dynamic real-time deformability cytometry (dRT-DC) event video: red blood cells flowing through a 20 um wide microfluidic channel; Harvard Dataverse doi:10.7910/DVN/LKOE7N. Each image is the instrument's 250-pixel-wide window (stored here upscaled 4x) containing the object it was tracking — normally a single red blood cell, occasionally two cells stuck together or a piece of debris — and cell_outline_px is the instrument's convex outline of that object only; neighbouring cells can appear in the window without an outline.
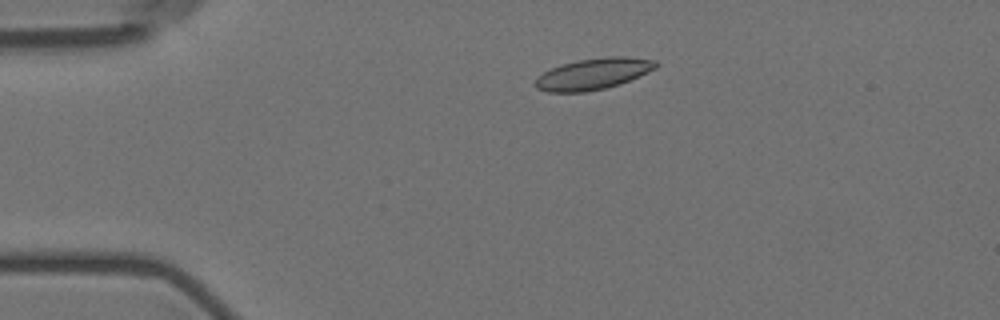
{"species": "Egyptian fruit bat (a non-hibernating species)", "species_latin": "Rousettus aegyptiacus", "temperature_condition": "room temperature", "stored_images_in_passage": 5, "camera_frame_rate_fps": 3000, "um_per_image_px": 0.085, "animal": {"sex": "female"}, "frame": {"image": 1, "passage_image": 3, "time_ms": 2.0, "image_size_px": [1000, 320], "cell_outline_px": [[660, 64], [656, 68], [648, 72], [620, 84], [604, 88], [584, 92], [548, 92], [536, 88], [536, 80], [544, 72], [560, 64], [580, 60], [608, 56], [628, 56], [656, 60]], "centroid_in_image_um": [50.48, 6.27], "position_along_channel_um": 34.5, "area_um2": 21.85}}
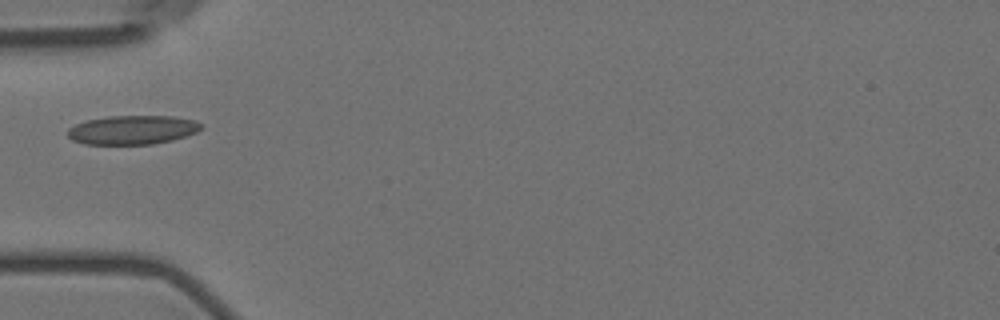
{"frame": {"image": 2, "passage_image": 5, "time_ms": 4.333, "image_size_px": [1000, 320], "cell_outline_px": [[204, 128], [196, 132], [172, 140], [152, 144], [84, 144], [72, 140], [68, 136], [68, 128], [76, 124], [88, 120], [108, 116], [172, 116], [196, 120], [204, 124]], "centroid_in_image_um": [11.29, 11.03], "position_along_channel_um": 73.7, "area_um2": 22.6}}